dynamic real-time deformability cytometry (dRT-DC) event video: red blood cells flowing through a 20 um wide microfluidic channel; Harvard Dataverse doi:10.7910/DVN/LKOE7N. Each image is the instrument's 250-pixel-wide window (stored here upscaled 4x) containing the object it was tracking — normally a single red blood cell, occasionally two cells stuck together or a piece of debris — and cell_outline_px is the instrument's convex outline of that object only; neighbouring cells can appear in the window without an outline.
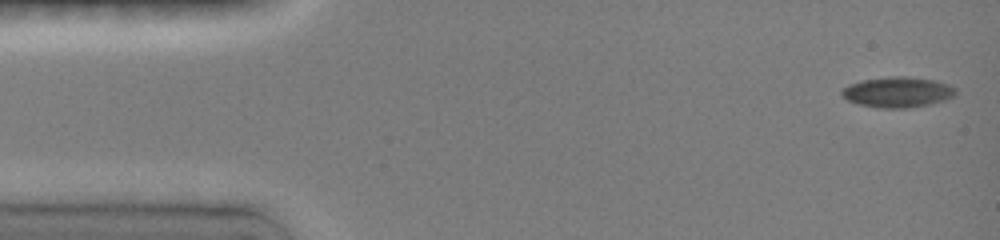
{"species": "common noctule bat (a hibernating species)", "species_latin": "Nyctalus noctula", "temperature_condition": "room temperature", "stored_images_in_passage": 4, "camera_frame_rate_fps": 3000, "um_per_image_px": 0.085, "animal": {"sex": "female", "body_mass_g": 19.0, "forearm_length_mm": 51.5}, "frame": {"image": 1, "passage_image": 1, "time_ms": 0.0, "image_size_px": [1000, 240], "cell_outline_px": [[956, 92], [952, 96], [944, 100], [928, 104], [908, 108], [880, 108], [860, 104], [848, 100], [840, 92], [848, 84], [860, 80], [888, 76], [908, 76], [932, 80], [948, 84], [956, 88]], "centroid_in_image_um": [76.28, 7.82], "position_along_channel_um": 8.7, "area_um2": 20.11}}
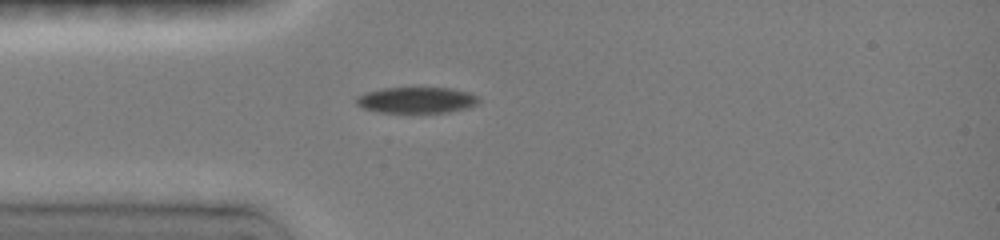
{"frame": {"image": 2, "passage_image": 4, "time_ms": 3.667, "image_size_px": [1000, 240], "cell_outline_px": [[480, 100], [476, 104], [468, 108], [448, 112], [376, 112], [364, 108], [356, 104], [356, 96], [368, 92], [384, 88], [452, 88], [468, 92], [480, 96]], "centroid_in_image_um": [35.44, 8.5], "position_along_channel_um": 49.6, "area_um2": 18.55}}